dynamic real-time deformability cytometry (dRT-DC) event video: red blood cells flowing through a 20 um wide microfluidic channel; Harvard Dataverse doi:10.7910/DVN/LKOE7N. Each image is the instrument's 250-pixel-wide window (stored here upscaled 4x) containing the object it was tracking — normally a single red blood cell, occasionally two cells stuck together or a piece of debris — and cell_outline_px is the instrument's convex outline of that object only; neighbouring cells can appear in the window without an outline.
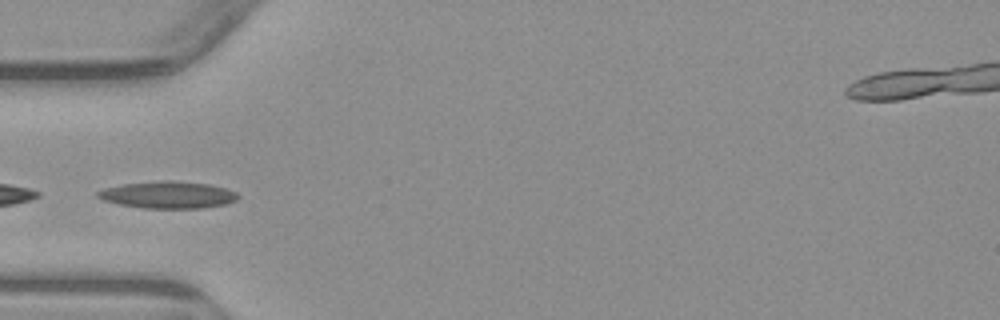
{"species": "common noctule bat (a hibernating species)", "species_latin": "Nyctalus noctula", "temperature_condition": "warm", "stored_images_in_passage": 5, "camera_frame_rate_fps": 3000, "um_per_image_px": 0.085, "animal": {"sex": "male", "body_mass_g": 23.1, "forearm_length_mm": 52.7}, "frame": {"image": 1, "passage_image": 4, "time_ms": 3.667, "image_size_px": [1000, 320], "cell_outline_px": [[240, 196], [236, 200], [228, 204], [204, 208], [140, 208], [120, 204], [104, 200], [96, 196], [96, 192], [104, 188], [124, 184], [160, 180], [172, 180], [208, 184], [224, 188], [236, 192]], "centroid_in_image_um": [14.29, 16.56], "position_along_channel_um": 70.7, "area_um2": 22.14}}
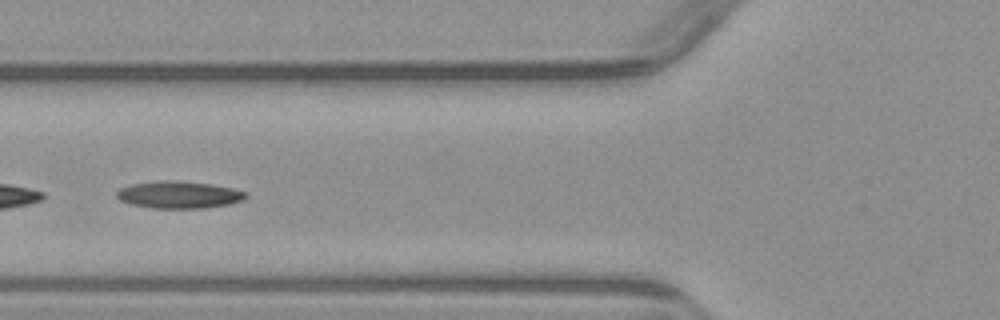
{"frame": {"image": 2, "passage_image": 5, "time_ms": 4.667, "image_size_px": [1000, 320], "cell_outline_px": [[248, 196], [244, 200], [228, 204], [204, 208], [152, 208], [132, 204], [120, 200], [116, 196], [116, 192], [120, 188], [132, 184], [156, 180], [176, 180], [212, 184], [232, 188], [248, 192]], "centroid_in_image_um": [15.22, 16.54], "position_along_channel_um": 110.6, "area_um2": 20.58}}